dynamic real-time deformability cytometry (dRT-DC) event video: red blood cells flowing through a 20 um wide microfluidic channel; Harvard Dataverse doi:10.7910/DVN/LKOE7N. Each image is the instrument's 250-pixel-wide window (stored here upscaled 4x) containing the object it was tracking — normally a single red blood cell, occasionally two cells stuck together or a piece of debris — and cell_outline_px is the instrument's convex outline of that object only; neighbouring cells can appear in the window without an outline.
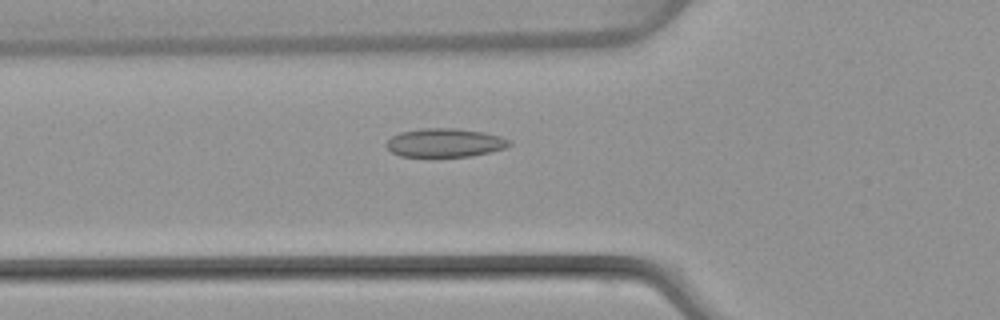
{"species": "common noctule bat (a hibernating species)", "species_latin": "Nyctalus noctula", "temperature_condition": "warm", "stored_images_in_passage": 19, "camera_frame_rate_fps": 3000, "um_per_image_px": 0.085, "animal": {"sex": "female", "body_mass_g": 22.7, "forearm_length_mm": 54.2}, "frame": {"image": 1, "passage_image": 18, "time_ms": 5.667, "image_size_px": [1000, 320], "cell_outline_px": [[512, 144], [504, 148], [472, 156], [400, 156], [392, 152], [384, 144], [392, 136], [400, 132], [420, 128], [456, 128], [484, 132], [500, 136], [512, 140]], "centroid_in_image_um": [37.82, 12.12], "position_along_channel_um": 88.0, "area_um2": 20.52}}